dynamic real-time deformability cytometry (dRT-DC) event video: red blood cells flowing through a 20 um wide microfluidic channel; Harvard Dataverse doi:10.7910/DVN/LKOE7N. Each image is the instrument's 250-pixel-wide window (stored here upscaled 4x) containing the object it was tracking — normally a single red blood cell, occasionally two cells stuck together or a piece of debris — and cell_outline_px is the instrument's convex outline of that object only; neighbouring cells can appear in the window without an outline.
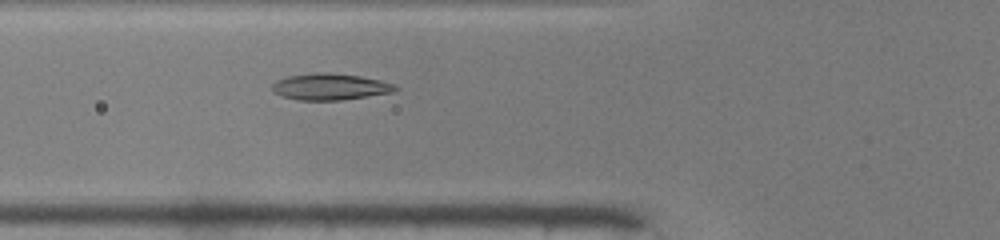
{"species": "common noctule bat (a hibernating species)", "species_latin": "Nyctalus noctula", "temperature_condition": "warm", "stored_images_in_passage": 35, "camera_frame_rate_fps": 3000, "um_per_image_px": 0.085, "animal": {"sex": "male", "body_mass_g": 19.0, "forearm_length_mm": 50.8}, "frame": {"image": 1, "passage_image": 5, "time_ms": 1.333, "image_size_px": [1000, 240], "cell_outline_px": [[400, 88], [392, 92], [340, 100], [296, 100], [280, 96], [272, 92], [272, 84], [276, 80], [288, 76], [316, 72], [328, 72], [360, 76], [380, 80], [396, 84]], "centroid_in_image_um": [28.02, 7.37], "position_along_channel_um": 97.8, "area_um2": 19.13}}
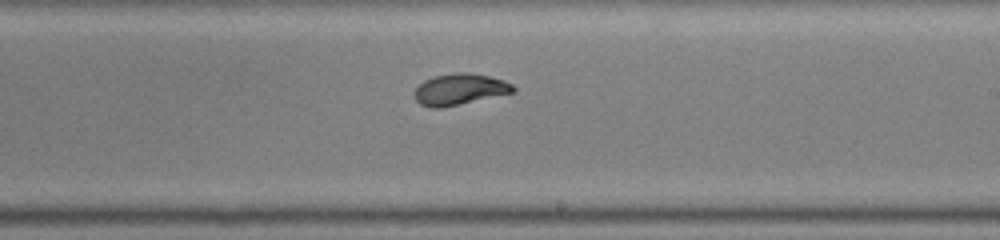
{"frame": {"image": 2, "passage_image": 16, "time_ms": 5.0, "image_size_px": [1000, 240], "cell_outline_px": [[516, 92], [440, 108], [432, 108], [420, 104], [416, 100], [412, 92], [424, 80], [432, 76], [456, 72], [468, 72], [488, 76], [504, 80], [512, 84], [516, 88]], "centroid_in_image_um": [39.06, 7.58], "position_along_channel_um": 249.9, "area_um2": 18.09}}
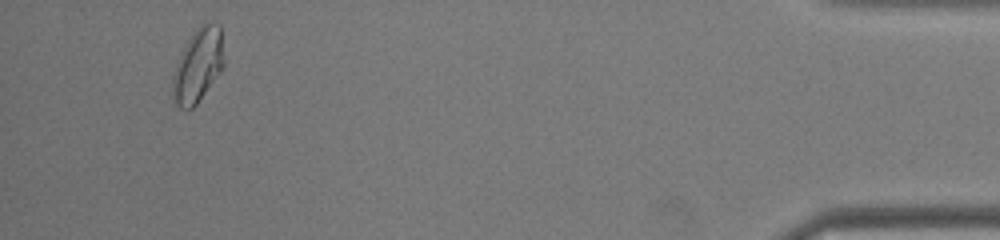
{"frame": {"image": 3, "passage_image": 33, "time_ms": 10.667, "image_size_px": [1000, 240], "cell_outline_px": [[224, 64], [220, 72], [196, 104], [192, 108], [180, 108], [176, 104], [172, 96], [172, 76], [176, 64], [184, 48], [200, 24], [220, 24], [224, 56]], "centroid_in_image_um": [16.83, 5.58], "position_along_channel_um": 418.4, "area_um2": 21.56}, "authors_computed_cell_mechanics": {"area_um2": 18.3804, "velocity_mm_per_s": 4.1596, "shape_relaxation_time_tau1_ms": 3.1649, "shape_relaxation_time_tau2_ms": 0.9241, "deformation_change_tau1": 0.1337, "deformation_change_tau2": 0.0426}}